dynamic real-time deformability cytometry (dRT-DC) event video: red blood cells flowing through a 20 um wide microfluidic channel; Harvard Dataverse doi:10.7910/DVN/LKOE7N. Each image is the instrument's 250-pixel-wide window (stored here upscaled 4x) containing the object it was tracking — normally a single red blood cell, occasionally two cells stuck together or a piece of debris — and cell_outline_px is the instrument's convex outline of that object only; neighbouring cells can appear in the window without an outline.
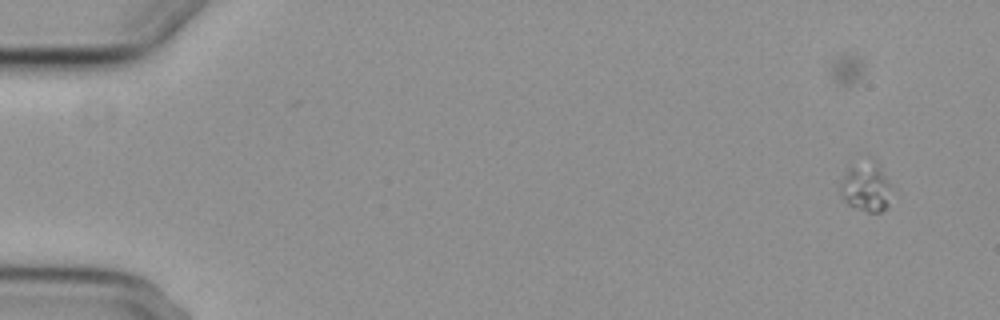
{"species": "common noctule bat (a hibernating species)", "species_latin": "Nyctalus noctula", "temperature_condition": "cold", "stored_images_in_passage": 5, "camera_frame_rate_fps": 3000, "um_per_image_px": 0.085, "animal": {"sex": "female", "body_mass_g": 29.2, "forearm_length_mm": 56.3}, "frame": {"image": 1, "passage_image": 1, "time_ms": 0.0, "image_size_px": [1000, 320], "cell_outline_px": [[892, 184], [888, 204], [880, 212], [868, 212], [848, 204], [840, 196], [840, 184], [848, 164], [860, 152], [872, 156], [876, 160]], "centroid_in_image_um": [73.58, 15.69], "position_along_channel_um": 11.4, "area_um2": 16.07}}